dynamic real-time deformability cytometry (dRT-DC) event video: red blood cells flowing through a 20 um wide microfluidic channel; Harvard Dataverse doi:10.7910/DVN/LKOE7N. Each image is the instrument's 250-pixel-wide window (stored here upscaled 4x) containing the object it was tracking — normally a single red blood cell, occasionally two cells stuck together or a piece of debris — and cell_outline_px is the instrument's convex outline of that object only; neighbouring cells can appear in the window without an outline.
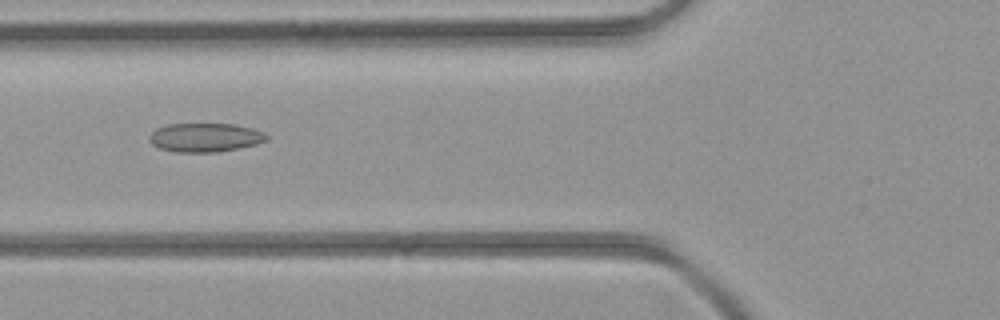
{"species": "common noctule bat (a hibernating species)", "species_latin": "Nyctalus noctula", "temperature_condition": "room temperature", "stored_images_in_passage": 6, "camera_frame_rate_fps": 3000, "um_per_image_px": 0.085, "animal": {"sex": "female", "body_mass_g": 21.9}, "frame": {"image": 1, "passage_image": 6, "time_ms": 6.667, "image_size_px": [1000, 320], "cell_outline_px": [[268, 140], [256, 144], [216, 152], [176, 152], [160, 148], [152, 144], [148, 140], [148, 136], [156, 128], [168, 124], [236, 124], [252, 128], [264, 132], [268, 136]], "centroid_in_image_um": [17.42, 11.68], "position_along_channel_um": 108.4, "area_um2": 19.71}}